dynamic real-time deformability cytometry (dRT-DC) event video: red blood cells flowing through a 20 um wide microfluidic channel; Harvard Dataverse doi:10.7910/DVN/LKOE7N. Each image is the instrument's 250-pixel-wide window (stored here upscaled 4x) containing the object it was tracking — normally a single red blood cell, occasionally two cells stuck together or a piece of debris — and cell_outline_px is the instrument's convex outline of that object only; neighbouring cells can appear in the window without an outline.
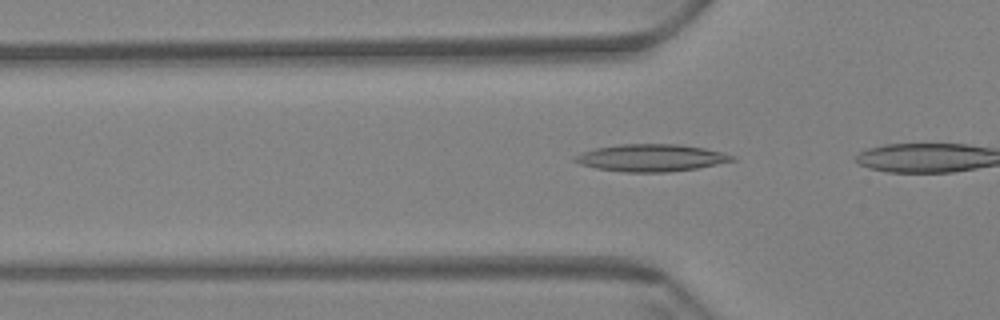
{"species": "Egyptian fruit bat (a non-hibernating species)", "species_latin": "Rousettus aegyptiacus", "temperature_condition": "warm", "stored_images_in_passage": 30, "camera_frame_rate_fps": 3000, "um_per_image_px": 0.085, "animal": {"sex": "female"}, "frame": {"image": 1, "passage_image": 3, "time_ms": 0.667, "image_size_px": [1000, 320], "cell_outline_px": [[736, 160], [696, 168], [668, 172], [624, 172], [596, 168], [580, 164], [572, 160], [572, 156], [580, 152], [596, 148], [620, 144], [676, 144], [704, 148], [736, 156]], "centroid_in_image_um": [55.29, 13.41], "position_along_channel_um": 70.5, "area_um2": 24.91}}
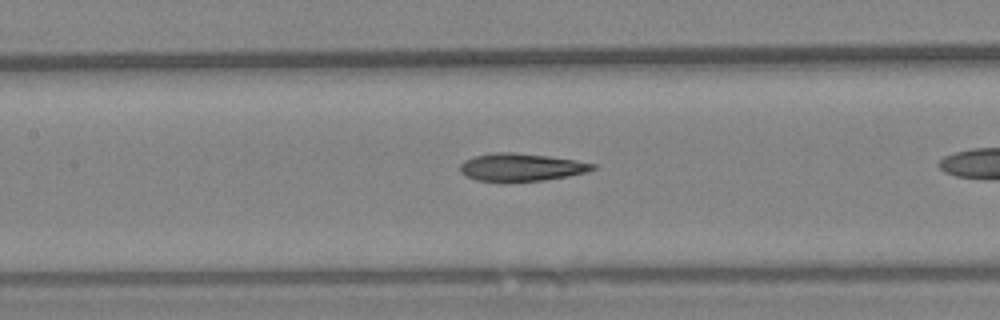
{"frame": {"image": 2, "passage_image": 11, "time_ms": 3.333, "image_size_px": [1000, 320], "cell_outline_px": [[596, 168], [584, 172], [568, 176], [544, 180], [476, 180], [460, 172], [460, 164], [464, 160], [472, 156], [496, 152], [516, 152], [548, 156], [576, 160], [596, 164]], "centroid_in_image_um": [44.29, 14.18], "position_along_channel_um": 163.1, "area_um2": 21.04}}
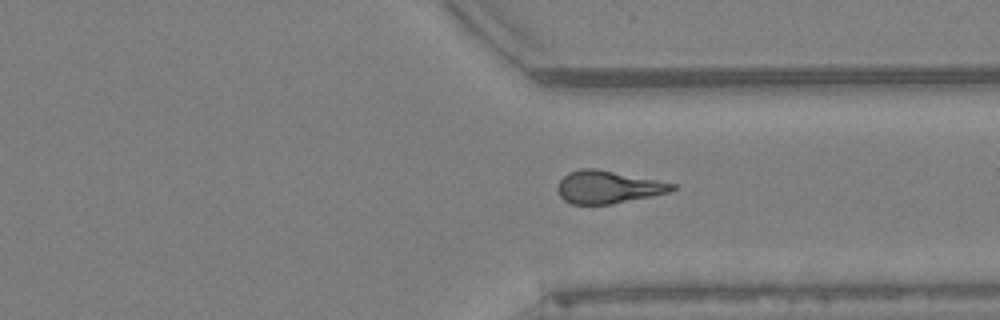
{"frame": {"image": 3, "passage_image": 28, "time_ms": 9.0, "image_size_px": [1000, 320], "cell_outline_px": [[676, 188], [668, 192], [612, 204], [572, 204], [564, 200], [560, 196], [556, 188], [560, 180], [568, 172], [580, 168], [596, 168], [676, 184]], "centroid_in_image_um": [51.63, 15.89], "position_along_channel_um": 359.8, "area_um2": 21.62}}